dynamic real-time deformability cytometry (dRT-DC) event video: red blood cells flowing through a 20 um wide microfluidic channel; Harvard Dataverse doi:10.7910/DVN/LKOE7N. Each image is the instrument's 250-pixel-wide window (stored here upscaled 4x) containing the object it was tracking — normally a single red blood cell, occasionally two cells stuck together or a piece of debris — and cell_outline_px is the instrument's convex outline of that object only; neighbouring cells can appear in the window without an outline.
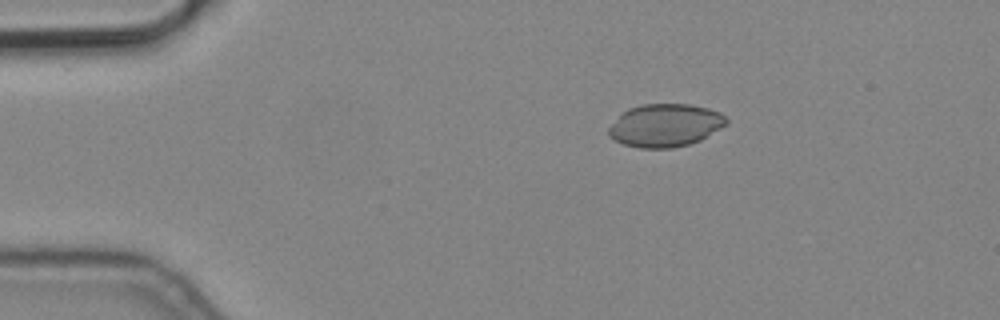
{"species": "common noctule bat (a hibernating species)", "species_latin": "Nyctalus noctula", "temperature_condition": "cold", "stored_images_in_passage": 2, "camera_frame_rate_fps": 3000, "um_per_image_px": 0.085, "animal": {"sex": "male", "body_mass_g": 19.2, "forearm_length_mm": 51.8}, "frame": {"image": 1, "passage_image": 1, "time_ms": 0.0, "image_size_px": [1000, 320], "cell_outline_px": [[728, 124], [700, 140], [688, 144], [672, 148], [640, 148], [624, 144], [612, 140], [608, 136], [608, 128], [628, 108], [644, 104], [688, 104], [708, 108], [720, 112], [728, 120]], "centroid_in_image_um": [56.55, 10.66], "position_along_channel_um": 28.5, "area_um2": 29.36}}